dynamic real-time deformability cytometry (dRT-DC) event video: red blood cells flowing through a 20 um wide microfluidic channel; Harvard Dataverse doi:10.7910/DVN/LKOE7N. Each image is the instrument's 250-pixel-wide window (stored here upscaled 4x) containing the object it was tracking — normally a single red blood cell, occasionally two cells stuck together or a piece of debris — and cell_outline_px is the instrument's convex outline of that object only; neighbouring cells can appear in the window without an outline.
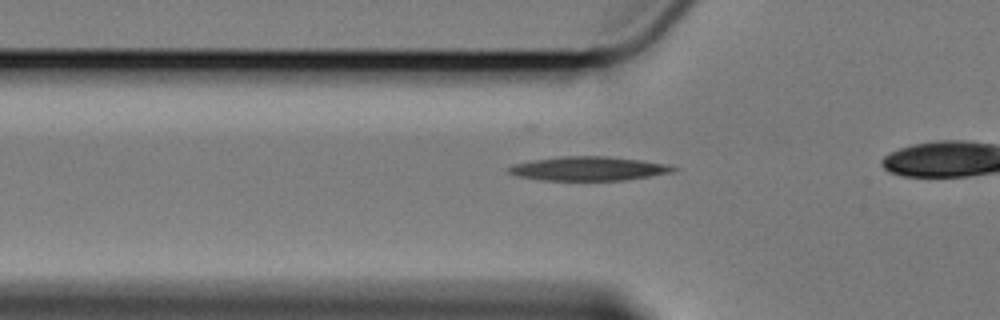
{"species": "Egyptian fruit bat (a non-hibernating species)", "species_latin": "Rousettus aegyptiacus", "temperature_condition": "cold", "stored_images_in_passage": 38, "camera_frame_rate_fps": 3000, "um_per_image_px": 0.085, "animal": {"sex": "female"}, "frame": {"image": 1, "passage_image": 5, "time_ms": 1.333, "image_size_px": [1000, 320], "cell_outline_px": [[680, 168], [672, 172], [624, 180], [544, 180], [516, 176], [508, 172], [508, 168], [512, 164], [532, 160], [560, 156], [608, 156], [644, 160], [664, 164]], "centroid_in_image_um": [50.0, 14.32], "position_along_channel_um": 75.8, "area_um2": 23.0}}
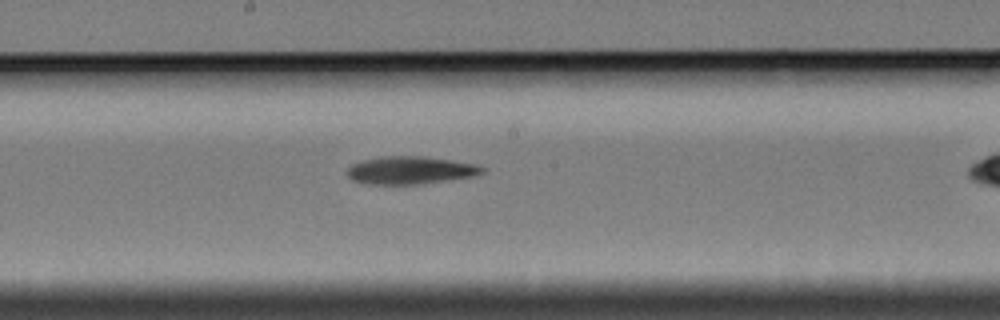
{"frame": {"image": 2, "passage_image": 17, "time_ms": 5.333, "image_size_px": [1000, 320], "cell_outline_px": [[488, 168], [484, 172], [476, 176], [424, 184], [368, 184], [352, 180], [348, 176], [348, 168], [352, 164], [364, 160], [380, 156], [424, 156], [480, 164]], "centroid_in_image_um": [34.98, 14.47], "position_along_channel_um": 213.2, "area_um2": 22.2}}
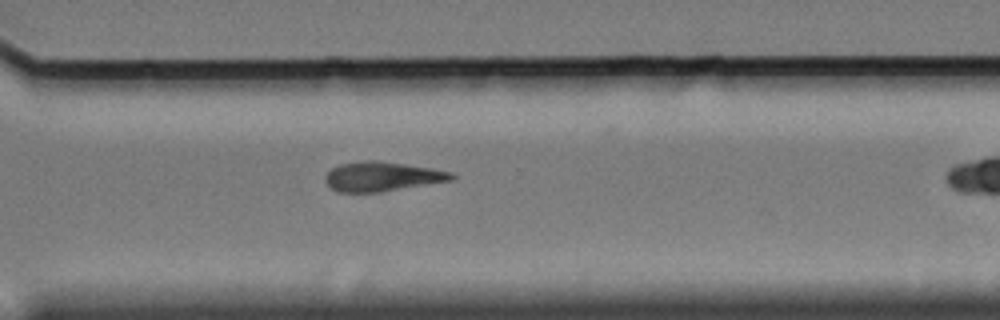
{"frame": {"image": 3, "passage_image": 28, "time_ms": 9.0, "image_size_px": [1000, 320], "cell_outline_px": [[456, 176], [452, 180], [380, 192], [340, 192], [332, 188], [324, 180], [324, 176], [332, 168], [340, 164], [368, 160], [376, 160], [432, 168], [452, 172]], "centroid_in_image_um": [32.48, 15.0], "position_along_channel_um": 338.1, "area_um2": 21.5}, "authors_computed_cell_mechanics": {"area_um2": 21.675, "velocity_mm_per_s": 3.4219, "shape_relaxation_time_tau1_ms": 5.0279, "shape_relaxation_time_tau2_ms": null, "deformation_change_tau1": 0.1406, "deformation_change_tau2": null}}